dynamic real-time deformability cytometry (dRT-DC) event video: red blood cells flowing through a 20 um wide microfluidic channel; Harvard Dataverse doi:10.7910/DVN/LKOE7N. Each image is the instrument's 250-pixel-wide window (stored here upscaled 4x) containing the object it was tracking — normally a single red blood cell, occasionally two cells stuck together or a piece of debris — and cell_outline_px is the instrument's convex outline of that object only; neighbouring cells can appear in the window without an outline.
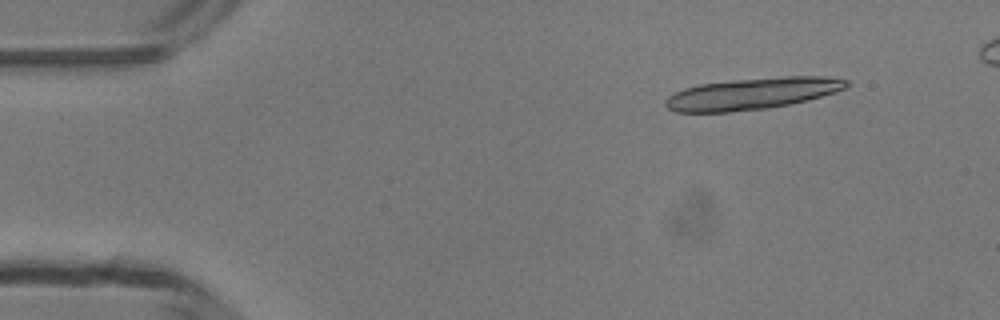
{"species": "common noctule bat (a hibernating species)", "species_latin": "Nyctalus noctula", "temperature_condition": "room temperature", "stored_images_in_passage": 16, "camera_frame_rate_fps": 3000, "um_per_image_px": 0.085, "animal": {"sex": "male", "body_mass_g": 13.3}, "frame": {"image": 1, "passage_image": 5, "time_ms": 1.333, "image_size_px": [1000, 320], "cell_outline_px": [[848, 84], [844, 88], [836, 92], [808, 100], [768, 108], [728, 112], [676, 112], [668, 108], [664, 104], [664, 100], [668, 96], [684, 88], [700, 84], [732, 80], [784, 76], [824, 76], [848, 80]], "centroid_in_image_um": [63.92, 7.96], "position_along_channel_um": 21.1, "area_um2": 33.29}}